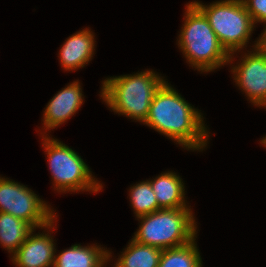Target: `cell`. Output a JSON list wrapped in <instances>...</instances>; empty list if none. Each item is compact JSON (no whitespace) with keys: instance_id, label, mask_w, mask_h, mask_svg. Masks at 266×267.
Masks as SVG:
<instances>
[{"instance_id":"12","label":"cell","mask_w":266,"mask_h":267,"mask_svg":"<svg viewBox=\"0 0 266 267\" xmlns=\"http://www.w3.org/2000/svg\"><path fill=\"white\" fill-rule=\"evenodd\" d=\"M110 257L111 252L100 246L75 244L55 255L53 267H104Z\"/></svg>"},{"instance_id":"2","label":"cell","mask_w":266,"mask_h":267,"mask_svg":"<svg viewBox=\"0 0 266 267\" xmlns=\"http://www.w3.org/2000/svg\"><path fill=\"white\" fill-rule=\"evenodd\" d=\"M165 82L151 70L110 77L102 82L100 96L114 112L144 123L156 92Z\"/></svg>"},{"instance_id":"7","label":"cell","mask_w":266,"mask_h":267,"mask_svg":"<svg viewBox=\"0 0 266 267\" xmlns=\"http://www.w3.org/2000/svg\"><path fill=\"white\" fill-rule=\"evenodd\" d=\"M0 212L18 217L34 229H53L57 217L31 189L4 177H0Z\"/></svg>"},{"instance_id":"11","label":"cell","mask_w":266,"mask_h":267,"mask_svg":"<svg viewBox=\"0 0 266 267\" xmlns=\"http://www.w3.org/2000/svg\"><path fill=\"white\" fill-rule=\"evenodd\" d=\"M93 35V32L87 28L68 37L59 51L63 69L77 70L92 59L96 42Z\"/></svg>"},{"instance_id":"1","label":"cell","mask_w":266,"mask_h":267,"mask_svg":"<svg viewBox=\"0 0 266 267\" xmlns=\"http://www.w3.org/2000/svg\"><path fill=\"white\" fill-rule=\"evenodd\" d=\"M203 122L202 114L165 82L156 92L144 124L194 151L207 145L209 135Z\"/></svg>"},{"instance_id":"8","label":"cell","mask_w":266,"mask_h":267,"mask_svg":"<svg viewBox=\"0 0 266 267\" xmlns=\"http://www.w3.org/2000/svg\"><path fill=\"white\" fill-rule=\"evenodd\" d=\"M254 51L248 55L245 53L232 72L236 84L243 89L251 103L263 107L266 104V58Z\"/></svg>"},{"instance_id":"14","label":"cell","mask_w":266,"mask_h":267,"mask_svg":"<svg viewBox=\"0 0 266 267\" xmlns=\"http://www.w3.org/2000/svg\"><path fill=\"white\" fill-rule=\"evenodd\" d=\"M34 228L24 220L0 212V244L12 255L25 242Z\"/></svg>"},{"instance_id":"18","label":"cell","mask_w":266,"mask_h":267,"mask_svg":"<svg viewBox=\"0 0 266 267\" xmlns=\"http://www.w3.org/2000/svg\"><path fill=\"white\" fill-rule=\"evenodd\" d=\"M253 23H266V0H242Z\"/></svg>"},{"instance_id":"17","label":"cell","mask_w":266,"mask_h":267,"mask_svg":"<svg viewBox=\"0 0 266 267\" xmlns=\"http://www.w3.org/2000/svg\"><path fill=\"white\" fill-rule=\"evenodd\" d=\"M130 202L136 217L153 213L161 208L153 192L150 180L140 182L130 188Z\"/></svg>"},{"instance_id":"9","label":"cell","mask_w":266,"mask_h":267,"mask_svg":"<svg viewBox=\"0 0 266 267\" xmlns=\"http://www.w3.org/2000/svg\"><path fill=\"white\" fill-rule=\"evenodd\" d=\"M34 231L12 255V262L17 267H52L56 253L53 236L48 233L34 235Z\"/></svg>"},{"instance_id":"6","label":"cell","mask_w":266,"mask_h":267,"mask_svg":"<svg viewBox=\"0 0 266 267\" xmlns=\"http://www.w3.org/2000/svg\"><path fill=\"white\" fill-rule=\"evenodd\" d=\"M44 136L42 145L47 152L54 189L63 193L84 190L97 193L102 189V184L92 177V172L77 152L52 137Z\"/></svg>"},{"instance_id":"15","label":"cell","mask_w":266,"mask_h":267,"mask_svg":"<svg viewBox=\"0 0 266 267\" xmlns=\"http://www.w3.org/2000/svg\"><path fill=\"white\" fill-rule=\"evenodd\" d=\"M162 249L131 240L114 267H158Z\"/></svg>"},{"instance_id":"4","label":"cell","mask_w":266,"mask_h":267,"mask_svg":"<svg viewBox=\"0 0 266 267\" xmlns=\"http://www.w3.org/2000/svg\"><path fill=\"white\" fill-rule=\"evenodd\" d=\"M191 208L160 209L138 217L141 225L133 240L162 250L185 245L197 234Z\"/></svg>"},{"instance_id":"16","label":"cell","mask_w":266,"mask_h":267,"mask_svg":"<svg viewBox=\"0 0 266 267\" xmlns=\"http://www.w3.org/2000/svg\"><path fill=\"white\" fill-rule=\"evenodd\" d=\"M195 238L189 243L162 250L158 267H202Z\"/></svg>"},{"instance_id":"19","label":"cell","mask_w":266,"mask_h":267,"mask_svg":"<svg viewBox=\"0 0 266 267\" xmlns=\"http://www.w3.org/2000/svg\"><path fill=\"white\" fill-rule=\"evenodd\" d=\"M254 49L264 58H266V27L261 37L255 41Z\"/></svg>"},{"instance_id":"5","label":"cell","mask_w":266,"mask_h":267,"mask_svg":"<svg viewBox=\"0 0 266 267\" xmlns=\"http://www.w3.org/2000/svg\"><path fill=\"white\" fill-rule=\"evenodd\" d=\"M193 3L208 19L219 42L230 54L229 63L232 62V55L246 46L255 27L243 1L221 0L209 6L198 1Z\"/></svg>"},{"instance_id":"13","label":"cell","mask_w":266,"mask_h":267,"mask_svg":"<svg viewBox=\"0 0 266 267\" xmlns=\"http://www.w3.org/2000/svg\"><path fill=\"white\" fill-rule=\"evenodd\" d=\"M161 209L188 208L185 202L184 183L174 172L161 173L150 181Z\"/></svg>"},{"instance_id":"10","label":"cell","mask_w":266,"mask_h":267,"mask_svg":"<svg viewBox=\"0 0 266 267\" xmlns=\"http://www.w3.org/2000/svg\"><path fill=\"white\" fill-rule=\"evenodd\" d=\"M84 98L77 81L60 90L48 103L43 115L44 129H55L76 114Z\"/></svg>"},{"instance_id":"20","label":"cell","mask_w":266,"mask_h":267,"mask_svg":"<svg viewBox=\"0 0 266 267\" xmlns=\"http://www.w3.org/2000/svg\"><path fill=\"white\" fill-rule=\"evenodd\" d=\"M261 144H263L266 147V136L263 137V139L261 140Z\"/></svg>"},{"instance_id":"3","label":"cell","mask_w":266,"mask_h":267,"mask_svg":"<svg viewBox=\"0 0 266 267\" xmlns=\"http://www.w3.org/2000/svg\"><path fill=\"white\" fill-rule=\"evenodd\" d=\"M186 6L177 41L187 62L201 72L214 71L229 63L230 54L219 42L204 13L193 2Z\"/></svg>"}]
</instances>
